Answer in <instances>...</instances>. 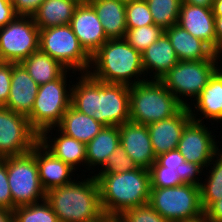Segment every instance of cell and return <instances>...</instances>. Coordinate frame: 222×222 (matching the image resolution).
I'll return each mask as SVG.
<instances>
[{"label":"cell","mask_w":222,"mask_h":222,"mask_svg":"<svg viewBox=\"0 0 222 222\" xmlns=\"http://www.w3.org/2000/svg\"><path fill=\"white\" fill-rule=\"evenodd\" d=\"M46 192V201L51 205L59 222H96L105 215L100 203L99 184L94 175ZM90 176V178H89Z\"/></svg>","instance_id":"6da1fadb"},{"label":"cell","mask_w":222,"mask_h":222,"mask_svg":"<svg viewBox=\"0 0 222 222\" xmlns=\"http://www.w3.org/2000/svg\"><path fill=\"white\" fill-rule=\"evenodd\" d=\"M99 184L104 215L120 216L124 211L149 203L150 171L138 167L117 174H93Z\"/></svg>","instance_id":"7a4b0ae2"},{"label":"cell","mask_w":222,"mask_h":222,"mask_svg":"<svg viewBox=\"0 0 222 222\" xmlns=\"http://www.w3.org/2000/svg\"><path fill=\"white\" fill-rule=\"evenodd\" d=\"M88 73L96 80L127 86L147 80L143 70L142 53L134 49L125 39L106 41L91 56Z\"/></svg>","instance_id":"3957f363"},{"label":"cell","mask_w":222,"mask_h":222,"mask_svg":"<svg viewBox=\"0 0 222 222\" xmlns=\"http://www.w3.org/2000/svg\"><path fill=\"white\" fill-rule=\"evenodd\" d=\"M130 121L149 125L176 115L184 105L160 80L130 86Z\"/></svg>","instance_id":"277c9868"},{"label":"cell","mask_w":222,"mask_h":222,"mask_svg":"<svg viewBox=\"0 0 222 222\" xmlns=\"http://www.w3.org/2000/svg\"><path fill=\"white\" fill-rule=\"evenodd\" d=\"M220 61L218 53H215L210 59L179 61L160 81L174 97L188 107L200 95L209 78L221 66ZM188 97L191 99V103L188 101Z\"/></svg>","instance_id":"5b68a950"},{"label":"cell","mask_w":222,"mask_h":222,"mask_svg":"<svg viewBox=\"0 0 222 222\" xmlns=\"http://www.w3.org/2000/svg\"><path fill=\"white\" fill-rule=\"evenodd\" d=\"M70 71L67 70L58 79L38 87L33 109L27 117L30 126L39 135L48 128L56 127L61 122L66 110L71 106L73 85L70 84H73V81L67 80V74L77 72ZM68 81L71 82L68 84L69 86L67 85Z\"/></svg>","instance_id":"8992f818"},{"label":"cell","mask_w":222,"mask_h":222,"mask_svg":"<svg viewBox=\"0 0 222 222\" xmlns=\"http://www.w3.org/2000/svg\"><path fill=\"white\" fill-rule=\"evenodd\" d=\"M149 204L170 222L192 220L204 216L200 187L181 184L176 187H151Z\"/></svg>","instance_id":"52a82bcc"},{"label":"cell","mask_w":222,"mask_h":222,"mask_svg":"<svg viewBox=\"0 0 222 222\" xmlns=\"http://www.w3.org/2000/svg\"><path fill=\"white\" fill-rule=\"evenodd\" d=\"M39 50L68 70L89 72L91 56L81 46L70 25L40 29Z\"/></svg>","instance_id":"ba28073f"},{"label":"cell","mask_w":222,"mask_h":222,"mask_svg":"<svg viewBox=\"0 0 222 222\" xmlns=\"http://www.w3.org/2000/svg\"><path fill=\"white\" fill-rule=\"evenodd\" d=\"M7 178L12 195V210L46 199L40 183L36 157L31 153L7 157Z\"/></svg>","instance_id":"9c48e42d"},{"label":"cell","mask_w":222,"mask_h":222,"mask_svg":"<svg viewBox=\"0 0 222 222\" xmlns=\"http://www.w3.org/2000/svg\"><path fill=\"white\" fill-rule=\"evenodd\" d=\"M39 31L31 16H16L0 28V61L21 63L38 51Z\"/></svg>","instance_id":"30bf717a"},{"label":"cell","mask_w":222,"mask_h":222,"mask_svg":"<svg viewBox=\"0 0 222 222\" xmlns=\"http://www.w3.org/2000/svg\"><path fill=\"white\" fill-rule=\"evenodd\" d=\"M38 142L27 116L0 107V158L27 154Z\"/></svg>","instance_id":"8fae6325"},{"label":"cell","mask_w":222,"mask_h":222,"mask_svg":"<svg viewBox=\"0 0 222 222\" xmlns=\"http://www.w3.org/2000/svg\"><path fill=\"white\" fill-rule=\"evenodd\" d=\"M130 86L97 80V110L93 118L104 126L130 121Z\"/></svg>","instance_id":"7c38bea8"},{"label":"cell","mask_w":222,"mask_h":222,"mask_svg":"<svg viewBox=\"0 0 222 222\" xmlns=\"http://www.w3.org/2000/svg\"><path fill=\"white\" fill-rule=\"evenodd\" d=\"M203 122L191 120L183 129L178 143V151L185 161L200 165L206 169L219 149V140L212 135L210 128ZM215 137V138H214Z\"/></svg>","instance_id":"4fadbf2b"},{"label":"cell","mask_w":222,"mask_h":222,"mask_svg":"<svg viewBox=\"0 0 222 222\" xmlns=\"http://www.w3.org/2000/svg\"><path fill=\"white\" fill-rule=\"evenodd\" d=\"M69 25L90 56L109 40L96 11L87 1H81L75 8Z\"/></svg>","instance_id":"5bb4252c"},{"label":"cell","mask_w":222,"mask_h":222,"mask_svg":"<svg viewBox=\"0 0 222 222\" xmlns=\"http://www.w3.org/2000/svg\"><path fill=\"white\" fill-rule=\"evenodd\" d=\"M120 145L137 167L150 169L156 162L147 125L126 122L119 126Z\"/></svg>","instance_id":"9a60e30c"},{"label":"cell","mask_w":222,"mask_h":222,"mask_svg":"<svg viewBox=\"0 0 222 222\" xmlns=\"http://www.w3.org/2000/svg\"><path fill=\"white\" fill-rule=\"evenodd\" d=\"M191 120L190 110L184 106L176 115L147 125L156 157L177 149L183 129Z\"/></svg>","instance_id":"2e32d148"},{"label":"cell","mask_w":222,"mask_h":222,"mask_svg":"<svg viewBox=\"0 0 222 222\" xmlns=\"http://www.w3.org/2000/svg\"><path fill=\"white\" fill-rule=\"evenodd\" d=\"M31 153L36 157L40 183L46 192L74 181L72 173L76 170L55 157L40 142L33 147Z\"/></svg>","instance_id":"e0dca14e"},{"label":"cell","mask_w":222,"mask_h":222,"mask_svg":"<svg viewBox=\"0 0 222 222\" xmlns=\"http://www.w3.org/2000/svg\"><path fill=\"white\" fill-rule=\"evenodd\" d=\"M56 132V137L53 134ZM48 133V134H47ZM49 133L53 134V138ZM49 135V136H48ZM58 136V137H57ZM52 138V139H51ZM39 142L50 151L55 157L70 165L73 169H78L81 164L86 168V144L62 133L56 127L44 130L39 135ZM78 167V168H77Z\"/></svg>","instance_id":"ac0fdd59"},{"label":"cell","mask_w":222,"mask_h":222,"mask_svg":"<svg viewBox=\"0 0 222 222\" xmlns=\"http://www.w3.org/2000/svg\"><path fill=\"white\" fill-rule=\"evenodd\" d=\"M177 24L216 52L215 16L212 8L182 2Z\"/></svg>","instance_id":"d6986e66"},{"label":"cell","mask_w":222,"mask_h":222,"mask_svg":"<svg viewBox=\"0 0 222 222\" xmlns=\"http://www.w3.org/2000/svg\"><path fill=\"white\" fill-rule=\"evenodd\" d=\"M192 103L188 106L192 120L203 123L202 118L211 122L222 121V66L209 78L206 87ZM197 114L201 116L198 118Z\"/></svg>","instance_id":"ffe728a7"},{"label":"cell","mask_w":222,"mask_h":222,"mask_svg":"<svg viewBox=\"0 0 222 222\" xmlns=\"http://www.w3.org/2000/svg\"><path fill=\"white\" fill-rule=\"evenodd\" d=\"M38 87L21 63H13L9 99L4 107L28 116L33 109Z\"/></svg>","instance_id":"44dd1931"},{"label":"cell","mask_w":222,"mask_h":222,"mask_svg":"<svg viewBox=\"0 0 222 222\" xmlns=\"http://www.w3.org/2000/svg\"><path fill=\"white\" fill-rule=\"evenodd\" d=\"M178 62L175 50L165 33L142 52L146 79H148L147 75L151 74L149 80H160Z\"/></svg>","instance_id":"7402d4cb"},{"label":"cell","mask_w":222,"mask_h":222,"mask_svg":"<svg viewBox=\"0 0 222 222\" xmlns=\"http://www.w3.org/2000/svg\"><path fill=\"white\" fill-rule=\"evenodd\" d=\"M179 61L210 59L216 52L204 41L194 37L178 24L164 30Z\"/></svg>","instance_id":"603a6c76"},{"label":"cell","mask_w":222,"mask_h":222,"mask_svg":"<svg viewBox=\"0 0 222 222\" xmlns=\"http://www.w3.org/2000/svg\"><path fill=\"white\" fill-rule=\"evenodd\" d=\"M96 11L108 39H124L126 4L117 0H86Z\"/></svg>","instance_id":"cb8c5ba5"},{"label":"cell","mask_w":222,"mask_h":222,"mask_svg":"<svg viewBox=\"0 0 222 222\" xmlns=\"http://www.w3.org/2000/svg\"><path fill=\"white\" fill-rule=\"evenodd\" d=\"M120 145L119 126H104L101 131L86 144V169L98 170L106 163L108 156ZM94 167V168H93Z\"/></svg>","instance_id":"d4e9b609"},{"label":"cell","mask_w":222,"mask_h":222,"mask_svg":"<svg viewBox=\"0 0 222 222\" xmlns=\"http://www.w3.org/2000/svg\"><path fill=\"white\" fill-rule=\"evenodd\" d=\"M56 127L62 133L87 144L101 131L104 125L70 106Z\"/></svg>","instance_id":"484cf974"},{"label":"cell","mask_w":222,"mask_h":222,"mask_svg":"<svg viewBox=\"0 0 222 222\" xmlns=\"http://www.w3.org/2000/svg\"><path fill=\"white\" fill-rule=\"evenodd\" d=\"M81 0H44L32 16L39 29L69 25Z\"/></svg>","instance_id":"4316f807"},{"label":"cell","mask_w":222,"mask_h":222,"mask_svg":"<svg viewBox=\"0 0 222 222\" xmlns=\"http://www.w3.org/2000/svg\"><path fill=\"white\" fill-rule=\"evenodd\" d=\"M21 64L39 86L58 79L68 70L40 50L32 53Z\"/></svg>","instance_id":"83f0119b"},{"label":"cell","mask_w":222,"mask_h":222,"mask_svg":"<svg viewBox=\"0 0 222 222\" xmlns=\"http://www.w3.org/2000/svg\"><path fill=\"white\" fill-rule=\"evenodd\" d=\"M72 84L71 106L81 113L93 117L97 110V80L89 73H79Z\"/></svg>","instance_id":"f1b7e54d"},{"label":"cell","mask_w":222,"mask_h":222,"mask_svg":"<svg viewBox=\"0 0 222 222\" xmlns=\"http://www.w3.org/2000/svg\"><path fill=\"white\" fill-rule=\"evenodd\" d=\"M213 164V166H212ZM211 168H210V167ZM210 168L211 170H209ZM205 181L200 185L201 205L204 212L222 198V151L220 150L206 168Z\"/></svg>","instance_id":"f546056e"},{"label":"cell","mask_w":222,"mask_h":222,"mask_svg":"<svg viewBox=\"0 0 222 222\" xmlns=\"http://www.w3.org/2000/svg\"><path fill=\"white\" fill-rule=\"evenodd\" d=\"M154 24L164 30L178 23L182 0H146Z\"/></svg>","instance_id":"4dcf8cb0"},{"label":"cell","mask_w":222,"mask_h":222,"mask_svg":"<svg viewBox=\"0 0 222 222\" xmlns=\"http://www.w3.org/2000/svg\"><path fill=\"white\" fill-rule=\"evenodd\" d=\"M14 222H59L51 205L46 201L20 206L13 210Z\"/></svg>","instance_id":"1f68e13d"},{"label":"cell","mask_w":222,"mask_h":222,"mask_svg":"<svg viewBox=\"0 0 222 222\" xmlns=\"http://www.w3.org/2000/svg\"><path fill=\"white\" fill-rule=\"evenodd\" d=\"M164 29L155 24L142 26L134 29H127L124 39L137 51L142 53L162 34Z\"/></svg>","instance_id":"d6a6232c"},{"label":"cell","mask_w":222,"mask_h":222,"mask_svg":"<svg viewBox=\"0 0 222 222\" xmlns=\"http://www.w3.org/2000/svg\"><path fill=\"white\" fill-rule=\"evenodd\" d=\"M151 24H154V21L146 0H134L126 4L127 29Z\"/></svg>","instance_id":"836d02e7"},{"label":"cell","mask_w":222,"mask_h":222,"mask_svg":"<svg viewBox=\"0 0 222 222\" xmlns=\"http://www.w3.org/2000/svg\"><path fill=\"white\" fill-rule=\"evenodd\" d=\"M96 174H117L132 171L136 168L134 161L127 155L124 148L119 145L115 151L108 156L106 163L100 167Z\"/></svg>","instance_id":"e575fe53"},{"label":"cell","mask_w":222,"mask_h":222,"mask_svg":"<svg viewBox=\"0 0 222 222\" xmlns=\"http://www.w3.org/2000/svg\"><path fill=\"white\" fill-rule=\"evenodd\" d=\"M149 171L151 187L166 188L183 184L175 169L163 167L157 161L151 166Z\"/></svg>","instance_id":"d590c367"},{"label":"cell","mask_w":222,"mask_h":222,"mask_svg":"<svg viewBox=\"0 0 222 222\" xmlns=\"http://www.w3.org/2000/svg\"><path fill=\"white\" fill-rule=\"evenodd\" d=\"M120 217L124 222H170L162 217L149 203L128 209Z\"/></svg>","instance_id":"8d00e7d4"},{"label":"cell","mask_w":222,"mask_h":222,"mask_svg":"<svg viewBox=\"0 0 222 222\" xmlns=\"http://www.w3.org/2000/svg\"><path fill=\"white\" fill-rule=\"evenodd\" d=\"M176 172L181 178L183 184H191L199 187L202 183V177L197 176L205 175V171L200 165L187 161L179 165L176 169Z\"/></svg>","instance_id":"74e56055"},{"label":"cell","mask_w":222,"mask_h":222,"mask_svg":"<svg viewBox=\"0 0 222 222\" xmlns=\"http://www.w3.org/2000/svg\"><path fill=\"white\" fill-rule=\"evenodd\" d=\"M0 208L12 210V195L7 178V157L0 158Z\"/></svg>","instance_id":"f35d334b"},{"label":"cell","mask_w":222,"mask_h":222,"mask_svg":"<svg viewBox=\"0 0 222 222\" xmlns=\"http://www.w3.org/2000/svg\"><path fill=\"white\" fill-rule=\"evenodd\" d=\"M12 67V62L0 61V107L5 106L9 99Z\"/></svg>","instance_id":"ab89813d"},{"label":"cell","mask_w":222,"mask_h":222,"mask_svg":"<svg viewBox=\"0 0 222 222\" xmlns=\"http://www.w3.org/2000/svg\"><path fill=\"white\" fill-rule=\"evenodd\" d=\"M17 16H33L44 0H9Z\"/></svg>","instance_id":"60d3db41"},{"label":"cell","mask_w":222,"mask_h":222,"mask_svg":"<svg viewBox=\"0 0 222 222\" xmlns=\"http://www.w3.org/2000/svg\"><path fill=\"white\" fill-rule=\"evenodd\" d=\"M156 161L163 167H169L177 169L179 165L185 162V158L178 151V149L167 151L164 154H161L156 157Z\"/></svg>","instance_id":"b9f144b4"},{"label":"cell","mask_w":222,"mask_h":222,"mask_svg":"<svg viewBox=\"0 0 222 222\" xmlns=\"http://www.w3.org/2000/svg\"><path fill=\"white\" fill-rule=\"evenodd\" d=\"M17 14L9 0H0V28L10 23Z\"/></svg>","instance_id":"7bdbcfd3"},{"label":"cell","mask_w":222,"mask_h":222,"mask_svg":"<svg viewBox=\"0 0 222 222\" xmlns=\"http://www.w3.org/2000/svg\"><path fill=\"white\" fill-rule=\"evenodd\" d=\"M208 222H222V198L215 201L205 212Z\"/></svg>","instance_id":"ee69618b"},{"label":"cell","mask_w":222,"mask_h":222,"mask_svg":"<svg viewBox=\"0 0 222 222\" xmlns=\"http://www.w3.org/2000/svg\"><path fill=\"white\" fill-rule=\"evenodd\" d=\"M216 53L222 50V16H215Z\"/></svg>","instance_id":"f6af8a7d"},{"label":"cell","mask_w":222,"mask_h":222,"mask_svg":"<svg viewBox=\"0 0 222 222\" xmlns=\"http://www.w3.org/2000/svg\"><path fill=\"white\" fill-rule=\"evenodd\" d=\"M0 222H14L13 210L0 208Z\"/></svg>","instance_id":"bcb514c9"},{"label":"cell","mask_w":222,"mask_h":222,"mask_svg":"<svg viewBox=\"0 0 222 222\" xmlns=\"http://www.w3.org/2000/svg\"><path fill=\"white\" fill-rule=\"evenodd\" d=\"M214 0H182L183 3L212 8Z\"/></svg>","instance_id":"7dc6e473"},{"label":"cell","mask_w":222,"mask_h":222,"mask_svg":"<svg viewBox=\"0 0 222 222\" xmlns=\"http://www.w3.org/2000/svg\"><path fill=\"white\" fill-rule=\"evenodd\" d=\"M214 16H222V0H214L212 5Z\"/></svg>","instance_id":"c3c4849f"},{"label":"cell","mask_w":222,"mask_h":222,"mask_svg":"<svg viewBox=\"0 0 222 222\" xmlns=\"http://www.w3.org/2000/svg\"><path fill=\"white\" fill-rule=\"evenodd\" d=\"M104 222H124L120 216H104Z\"/></svg>","instance_id":"681fc988"},{"label":"cell","mask_w":222,"mask_h":222,"mask_svg":"<svg viewBox=\"0 0 222 222\" xmlns=\"http://www.w3.org/2000/svg\"><path fill=\"white\" fill-rule=\"evenodd\" d=\"M180 222H208L206 216H202L200 218L192 219V220H184Z\"/></svg>","instance_id":"f907efd6"},{"label":"cell","mask_w":222,"mask_h":222,"mask_svg":"<svg viewBox=\"0 0 222 222\" xmlns=\"http://www.w3.org/2000/svg\"><path fill=\"white\" fill-rule=\"evenodd\" d=\"M117 1H120V2H123V3L127 4V3H130L132 1H134V0H117Z\"/></svg>","instance_id":"816d5d0a"},{"label":"cell","mask_w":222,"mask_h":222,"mask_svg":"<svg viewBox=\"0 0 222 222\" xmlns=\"http://www.w3.org/2000/svg\"><path fill=\"white\" fill-rule=\"evenodd\" d=\"M219 56H220V59H222V50H221V52L219 53Z\"/></svg>","instance_id":"f5cc1de1"},{"label":"cell","mask_w":222,"mask_h":222,"mask_svg":"<svg viewBox=\"0 0 222 222\" xmlns=\"http://www.w3.org/2000/svg\"><path fill=\"white\" fill-rule=\"evenodd\" d=\"M96 222H104V217L101 220L96 221Z\"/></svg>","instance_id":"db71d44e"}]
</instances>
